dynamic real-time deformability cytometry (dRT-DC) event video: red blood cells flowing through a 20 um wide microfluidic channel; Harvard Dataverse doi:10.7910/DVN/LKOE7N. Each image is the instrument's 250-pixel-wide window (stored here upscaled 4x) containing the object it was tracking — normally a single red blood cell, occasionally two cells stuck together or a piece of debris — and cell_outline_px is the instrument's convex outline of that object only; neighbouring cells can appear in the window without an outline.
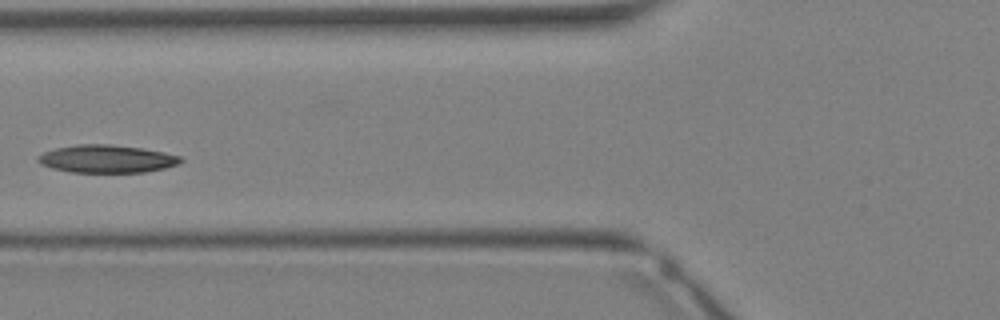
{"species": "Egyptian fruit bat (a non-hibernating species)", "species_latin": "Rousettus aegyptiacus", "temperature_condition": "warm", "stored_images_in_passage": 32, "camera_frame_rate_fps": 3000, "um_per_image_px": 0.085, "animal": {"sex": "female"}, "frame": {"image": 1, "passage_image": 11, "time_ms": 3.333, "image_size_px": [1000, 320], "cell_outline_px": [[184, 160], [180, 164], [164, 168], [144, 172], [68, 172], [52, 168], [40, 164], [36, 160], [36, 156], [44, 152], [56, 148], [76, 144], [112, 144], [140, 148], [164, 152], [180, 156]], "centroid_in_image_um": [9.06, 13.5], "position_along_channel_um": 116.7, "area_um2": 23.24}}
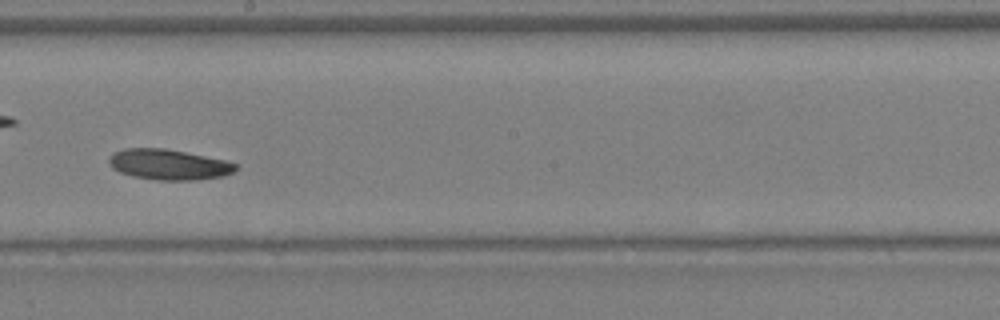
{"frame": {"image": 2, "passage_image": 17, "time_ms": 5.333, "image_size_px": [1000, 320], "cell_outline_px": [[236, 168], [232, 172], [224, 176], [192, 180], [156, 180], [132, 176], [120, 172], [112, 168], [108, 160], [108, 156], [112, 152], [124, 148], [164, 148], [228, 160], [236, 164]], "centroid_in_image_um": [14.3, 13.97], "position_along_channel_um": 233.9, "area_um2": 22.66}}
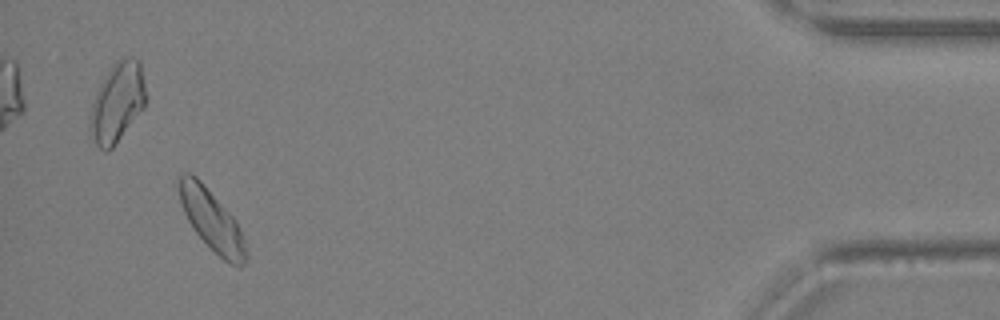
{"frame": {"image": 3, "passage_image": 30, "time_ms": 9.667, "image_size_px": [1000, 320], "cell_outline_px": [[248, 260], [240, 268], [224, 260], [192, 228], [180, 204], [176, 180], [184, 172], [188, 172], [196, 176], [200, 180], [236, 220], [240, 228], [244, 240], [248, 256]], "centroid_in_image_um": [17.98, 18.7], "position_along_channel_um": 417.2, "area_um2": 23.7}}